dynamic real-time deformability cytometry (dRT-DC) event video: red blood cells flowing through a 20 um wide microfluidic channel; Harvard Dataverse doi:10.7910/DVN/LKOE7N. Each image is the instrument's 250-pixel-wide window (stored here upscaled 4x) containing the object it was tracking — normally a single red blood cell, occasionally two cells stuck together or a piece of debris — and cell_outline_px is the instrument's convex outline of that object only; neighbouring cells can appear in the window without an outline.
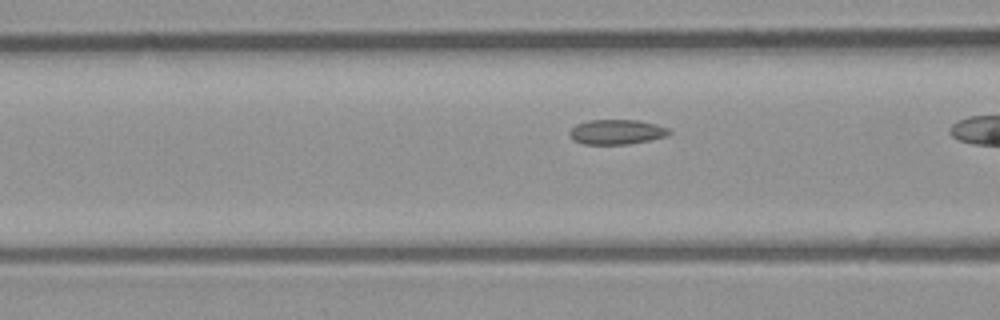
{"species": "common noctule bat (a hibernating species)", "species_latin": "Nyctalus noctula", "temperature_condition": "room temperature", "stored_images_in_passage": 32, "camera_frame_rate_fps": 3000, "um_per_image_px": 0.085, "animal": {"sex": "male", "body_mass_g": 23.1, "forearm_length_mm": 52.7}, "frame": {"image": 1, "passage_image": 4, "time_ms": 1.0, "image_size_px": [1000, 320], "cell_outline_px": [[672, 132], [664, 136], [648, 140], [628, 144], [584, 144], [572, 140], [568, 132], [576, 124], [588, 120], [640, 120], [656, 124], [668, 128]], "centroid_in_image_um": [52.38, 11.21], "position_along_channel_um": 114.2, "area_um2": 14.39}}
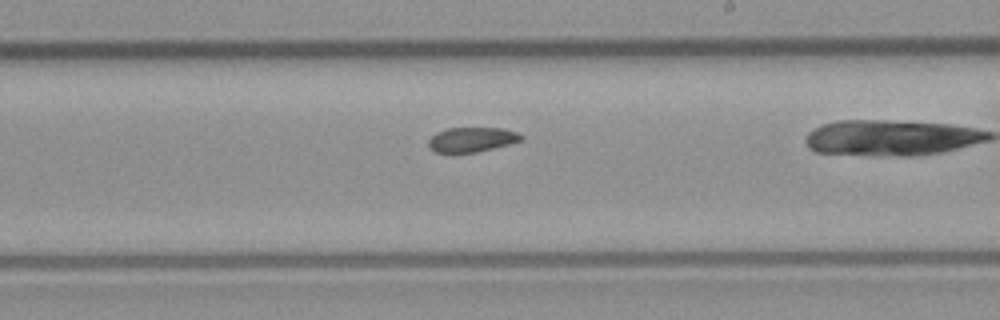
{"frame": {"image": 2, "passage_image": 14, "time_ms": 4.333, "image_size_px": [1000, 320], "cell_outline_px": [[524, 136], [520, 140], [508, 144], [476, 152], [436, 152], [428, 148], [428, 140], [436, 132], [448, 128], [500, 128], [516, 132]], "centroid_in_image_um": [40.05, 11.86], "position_along_channel_um": 248.9, "area_um2": 13.12}}
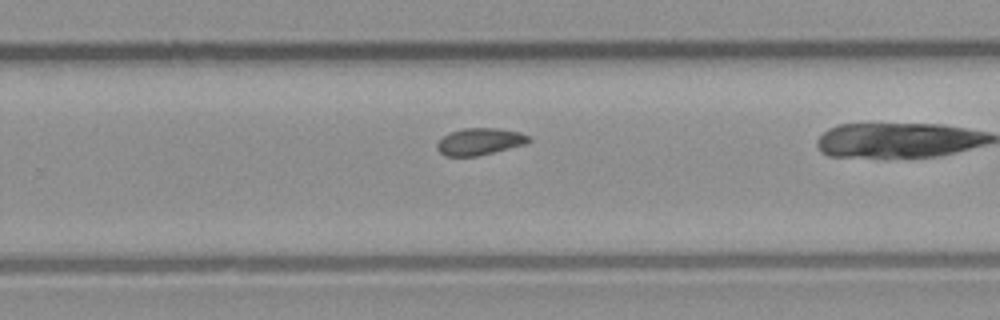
{"frame": {"image": 3, "passage_image": 17, "time_ms": 5.333, "image_size_px": [1000, 320], "cell_outline_px": [[532, 140], [524, 144], [476, 156], [444, 156], [436, 148], [436, 144], [444, 136], [452, 132], [464, 128], [496, 128], [520, 132], [532, 136]], "centroid_in_image_um": [40.79, 12.02], "position_along_channel_um": 289.0, "area_um2": 14.22}}